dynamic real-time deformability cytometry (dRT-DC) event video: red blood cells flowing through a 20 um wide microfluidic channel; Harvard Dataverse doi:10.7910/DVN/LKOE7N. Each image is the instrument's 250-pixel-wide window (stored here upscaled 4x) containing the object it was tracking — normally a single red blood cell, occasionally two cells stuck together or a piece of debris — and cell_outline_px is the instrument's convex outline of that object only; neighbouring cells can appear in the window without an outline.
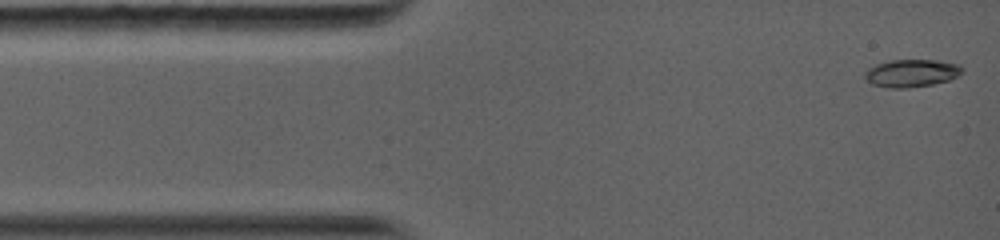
{"species": "common noctule bat (a hibernating species)", "species_latin": "Nyctalus noctula", "temperature_condition": "warm", "stored_images_in_passage": 37, "camera_frame_rate_fps": 5000, "um_per_image_px": 0.085, "animal": {"sex": "female", "body_mass_g": 19.0, "forearm_length_mm": 56.7}, "frame": {"image": 1, "passage_image": 1, "time_ms": 0.0, "image_size_px": [1000, 240], "cell_outline_px": [[964, 72], [948, 80], [932, 84], [908, 88], [888, 88], [872, 84], [864, 76], [864, 72], [868, 68], [876, 64], [892, 60], [936, 60], [960, 64], [964, 68]], "centroid_in_image_um": [77.49, 6.21], "position_along_channel_um": 7.5, "area_um2": 15.72}}
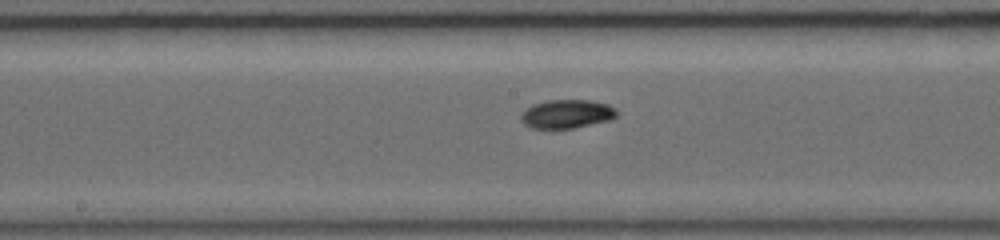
{"frame": {"image": 2, "passage_image": 16, "time_ms": 6.4, "image_size_px": [1000, 240], "cell_outline_px": [[616, 116], [608, 120], [572, 128], [552, 132], [532, 128], [524, 124], [520, 120], [520, 116], [532, 104], [548, 100], [588, 100], [608, 104], [616, 108]], "centroid_in_image_um": [48.12, 9.72], "position_along_channel_um": 200.1, "area_um2": 16.36}}
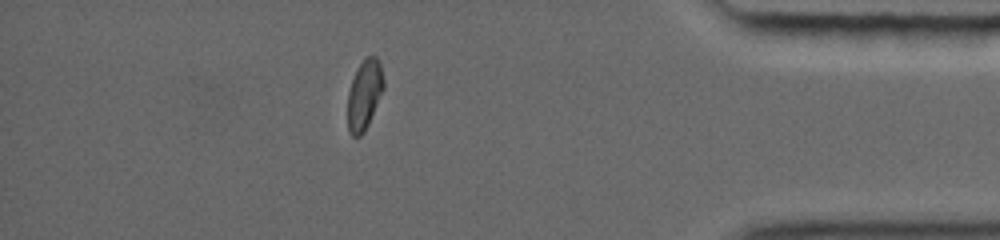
{"frame": {"image": 3, "passage_image": 30, "time_ms": 12.2, "image_size_px": [1000, 240], "cell_outline_px": [[384, 88], [368, 124], [364, 132], [360, 136], [352, 136], [348, 132], [348, 92], [352, 80], [364, 56], [376, 56], [380, 60], [384, 80]], "centroid_in_image_um": [30.98, 8.02], "position_along_channel_um": 404.2, "area_um2": 14.62}, "authors_computed_cell_mechanics": {"area_um2": 15.2592, "velocity_mm_per_s": 4.1489, "shape_relaxation_time_tau1_ms": 3.3473, "shape_relaxation_time_tau2_ms": null, "deformation_change_tau1": 0.1345, "deformation_change_tau2": null}}